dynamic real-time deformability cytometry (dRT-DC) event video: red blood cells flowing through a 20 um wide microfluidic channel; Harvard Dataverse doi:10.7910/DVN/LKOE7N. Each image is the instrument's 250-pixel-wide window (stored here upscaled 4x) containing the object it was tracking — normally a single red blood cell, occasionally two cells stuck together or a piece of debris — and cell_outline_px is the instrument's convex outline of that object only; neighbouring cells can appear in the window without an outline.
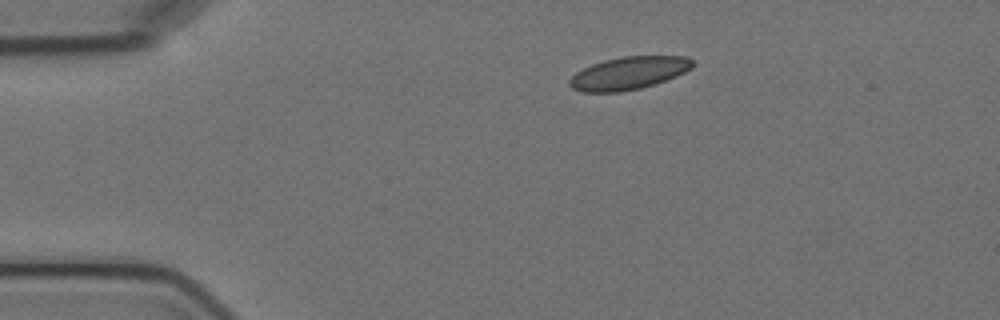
{"species": "Egyptian fruit bat (a non-hibernating species)", "species_latin": "Rousettus aegyptiacus", "temperature_condition": "cold", "stored_images_in_passage": 2, "camera_frame_rate_fps": 3000, "um_per_image_px": 0.085, "animal": {"sex": "female"}, "frame": {"image": 1, "passage_image": 1, "time_ms": 0.0, "image_size_px": [1000, 320], "cell_outline_px": [[692, 68], [676, 76], [656, 84], [640, 88], [620, 92], [580, 92], [572, 88], [568, 84], [568, 80], [576, 72], [592, 64], [604, 60], [624, 56], [684, 56], [692, 60]], "centroid_in_image_um": [53.41, 6.22], "position_along_channel_um": 31.6, "area_um2": 23.47}}